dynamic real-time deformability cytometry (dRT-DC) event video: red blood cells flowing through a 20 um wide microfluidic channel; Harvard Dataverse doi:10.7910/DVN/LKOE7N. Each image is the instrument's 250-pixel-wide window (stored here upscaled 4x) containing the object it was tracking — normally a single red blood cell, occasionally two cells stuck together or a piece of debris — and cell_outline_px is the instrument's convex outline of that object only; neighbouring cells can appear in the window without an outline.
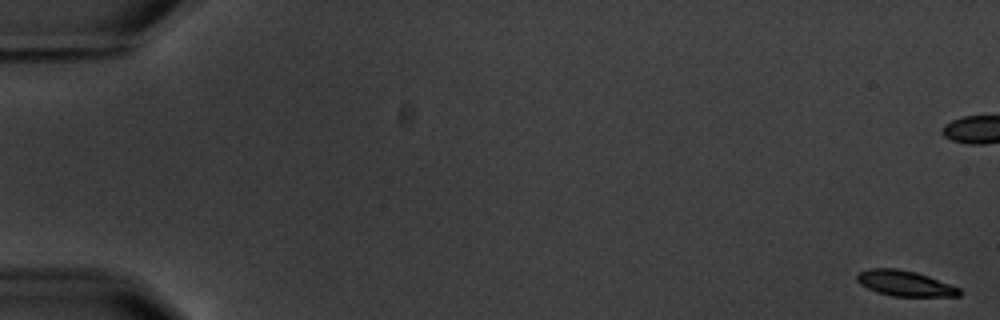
{"species": "common noctule bat (a hibernating species)", "species_latin": "Nyctalus noctula", "temperature_condition": "warm", "stored_images_in_passage": 6, "camera_frame_rate_fps": 3000, "um_per_image_px": 0.085, "animal": {"sex": "male", "body_mass_g": 20.1, "forearm_length_mm": 53.5}, "frame": {"image": 1, "passage_image": 1, "time_ms": 0.0, "image_size_px": [1000, 320], "cell_outline_px": [[960, 296], [892, 296], [876, 292], [860, 284], [856, 280], [856, 276], [860, 272], [868, 268], [896, 268], [916, 272], [928, 276], [960, 288]], "centroid_in_image_um": [76.88, 24.08], "position_along_channel_um": 8.1, "area_um2": 15.14}}